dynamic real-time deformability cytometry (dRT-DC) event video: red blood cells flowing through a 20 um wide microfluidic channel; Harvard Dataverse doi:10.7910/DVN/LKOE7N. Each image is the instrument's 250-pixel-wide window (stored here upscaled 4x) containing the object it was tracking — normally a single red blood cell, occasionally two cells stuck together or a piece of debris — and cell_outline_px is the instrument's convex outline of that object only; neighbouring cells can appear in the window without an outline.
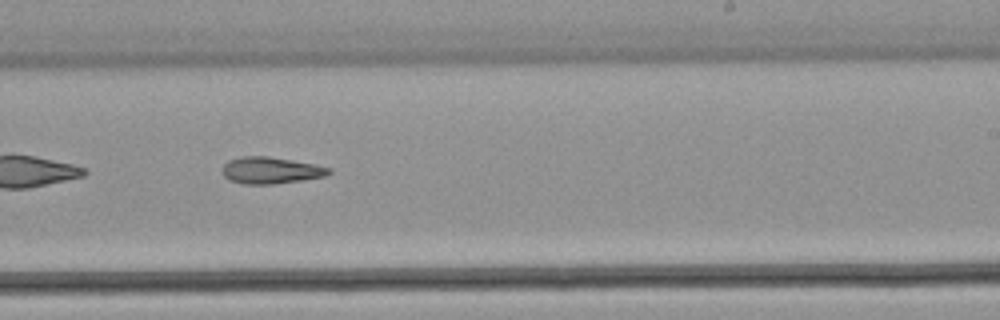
{"species": "common noctule bat (a hibernating species)", "species_latin": "Nyctalus noctula", "temperature_condition": "warm", "stored_images_in_passage": 36, "camera_frame_rate_fps": 3000, "um_per_image_px": 0.085, "animal": {"sex": "male", "body_mass_g": 21.5, "forearm_length_mm": 52.0}, "frame": {"image": 1, "passage_image": 16, "time_ms": 5.0, "image_size_px": [1000, 320], "cell_outline_px": [[332, 172], [324, 176], [300, 180], [272, 184], [244, 184], [228, 180], [224, 176], [224, 164], [228, 160], [240, 156], [268, 156], [316, 164], [332, 168]], "centroid_in_image_um": [23.02, 14.47], "position_along_channel_um": 266.0, "area_um2": 16.53}}